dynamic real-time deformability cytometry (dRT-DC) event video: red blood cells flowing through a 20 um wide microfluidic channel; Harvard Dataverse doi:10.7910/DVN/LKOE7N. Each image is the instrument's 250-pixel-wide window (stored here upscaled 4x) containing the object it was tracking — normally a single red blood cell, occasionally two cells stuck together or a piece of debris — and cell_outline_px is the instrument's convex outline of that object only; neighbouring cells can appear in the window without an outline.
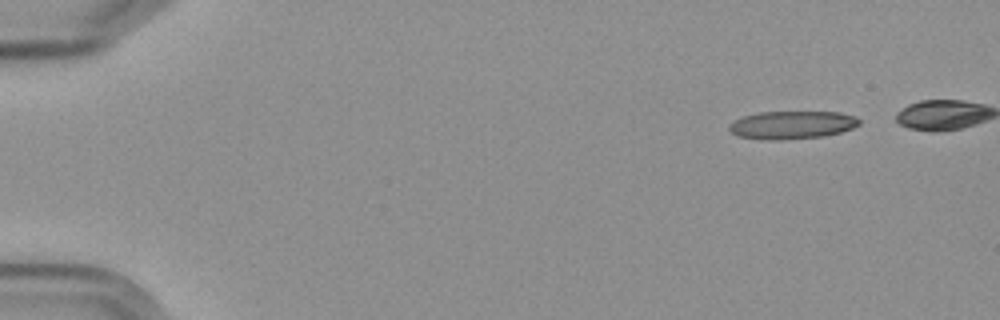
{"species": "Egyptian fruit bat (a non-hibernating species)", "species_latin": "Rousettus aegyptiacus", "temperature_condition": "cold", "stored_images_in_passage": 6, "segment_of_instrument_passage": [1, 2], "camera_frame_rate_fps": 3000, "um_per_image_px": 0.085, "frame": {"image": 1, "passage_image": 1, "time_ms": 0.0, "image_size_px": [1000, 320], "cell_outline_px": [[860, 124], [852, 128], [840, 132], [824, 136], [780, 140], [768, 140], [736, 136], [728, 128], [728, 124], [744, 116], [760, 112], [840, 112], [856, 116], [860, 120]], "centroid_in_image_um": [67.33, 10.62], "position_along_channel_um": 17.7, "area_um2": 21.21}}
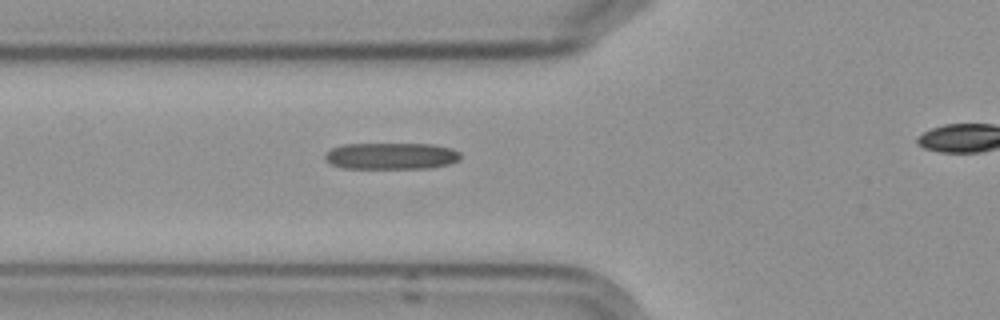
{"frame": {"image": 2, "passage_image": 5, "time_ms": 5.333, "image_size_px": [1000, 320], "cell_outline_px": [[460, 156], [456, 160], [448, 164], [428, 168], [340, 168], [332, 164], [324, 156], [332, 148], [340, 144], [432, 144], [452, 148], [460, 152]], "centroid_in_image_um": [33.24, 13.25], "position_along_channel_um": 92.6, "area_um2": 20.87}}